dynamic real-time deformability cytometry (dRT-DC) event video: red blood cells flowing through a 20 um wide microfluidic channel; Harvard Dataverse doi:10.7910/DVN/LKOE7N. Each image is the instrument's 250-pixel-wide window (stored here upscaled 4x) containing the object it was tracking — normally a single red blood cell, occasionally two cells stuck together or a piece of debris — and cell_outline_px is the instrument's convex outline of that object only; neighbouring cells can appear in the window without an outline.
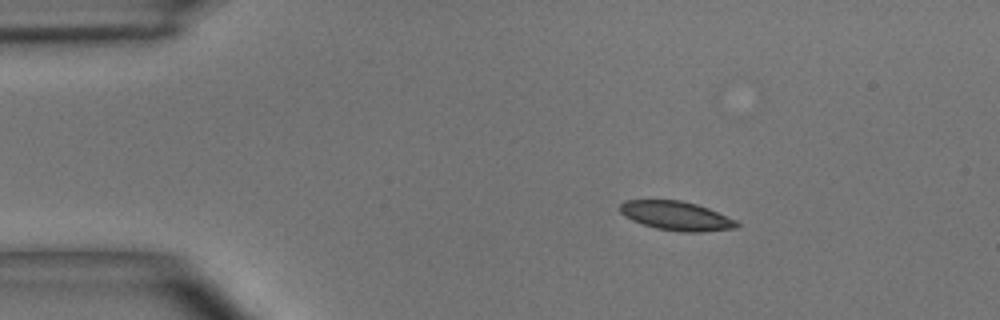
{"species": "common noctule bat (a hibernating species)", "species_latin": "Nyctalus noctula", "temperature_condition": "room temperature", "stored_images_in_passage": 43, "camera_frame_rate_fps": 3000, "um_per_image_px": 0.085, "animal": {"sex": "male", "body_mass_g": 15.6}, "frame": {"image": 1, "passage_image": 1, "time_ms": 0.0, "image_size_px": [1000, 320], "cell_outline_px": [[740, 228], [700, 232], [684, 232], [656, 228], [632, 220], [624, 216], [620, 212], [620, 204], [624, 200], [680, 200], [696, 204], [708, 208], [736, 220], [740, 224]], "centroid_in_image_um": [57.51, 18.35], "position_along_channel_um": 27.5, "area_um2": 19.77}}
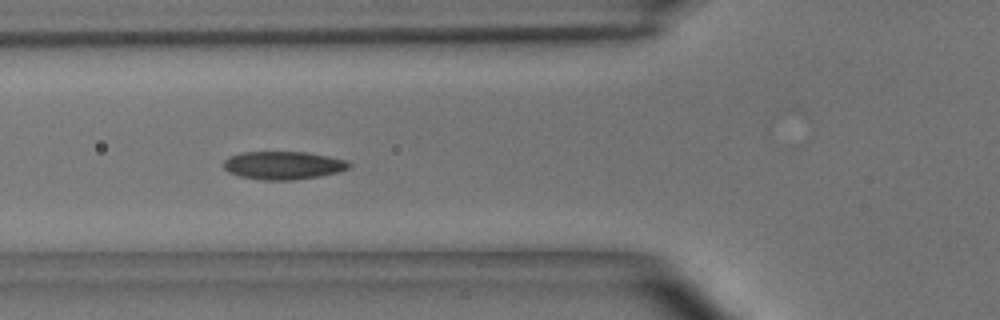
{"frame": {"image": 2, "passage_image": 11, "time_ms": 3.333, "image_size_px": [1000, 320], "cell_outline_px": [[352, 164], [348, 168], [340, 172], [320, 176], [292, 180], [264, 180], [240, 176], [228, 172], [224, 168], [224, 160], [228, 156], [240, 152], [304, 152], [328, 156], [344, 160]], "centroid_in_image_um": [24.05, 14.05], "position_along_channel_um": 101.7, "area_um2": 20.52}}
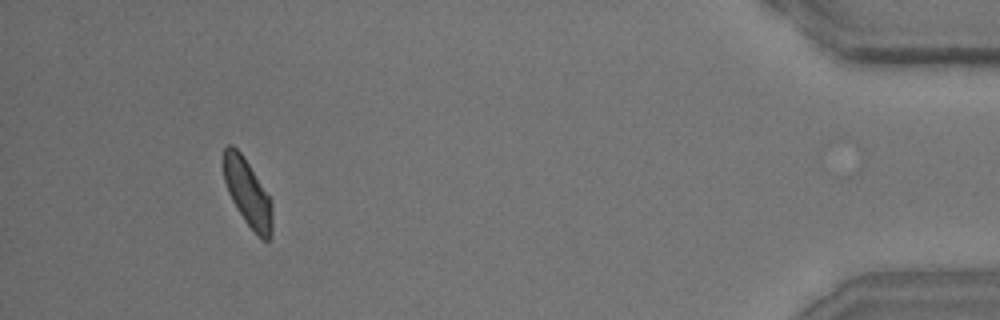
{"frame": {"image": 3, "passage_image": 40, "time_ms": 13.0, "image_size_px": [1000, 320], "cell_outline_px": [[272, 236], [268, 240], [264, 240], [256, 236], [244, 220], [232, 200], [228, 192], [224, 180], [224, 148], [228, 144], [232, 144], [240, 152], [272, 200]], "centroid_in_image_um": [21.07, 16.44], "position_along_channel_um": 414.1, "area_um2": 18.96}, "authors_computed_cell_mechanics": {"area_um2": 19.941, "velocity_mm_per_s": 3.9066, "shape_relaxation_time_tau1_ms": 4.2874, "shape_relaxation_time_tau2_ms": 2.6336, "deformation_change_tau1": 0.1083, "deformation_change_tau2": 0.069}}